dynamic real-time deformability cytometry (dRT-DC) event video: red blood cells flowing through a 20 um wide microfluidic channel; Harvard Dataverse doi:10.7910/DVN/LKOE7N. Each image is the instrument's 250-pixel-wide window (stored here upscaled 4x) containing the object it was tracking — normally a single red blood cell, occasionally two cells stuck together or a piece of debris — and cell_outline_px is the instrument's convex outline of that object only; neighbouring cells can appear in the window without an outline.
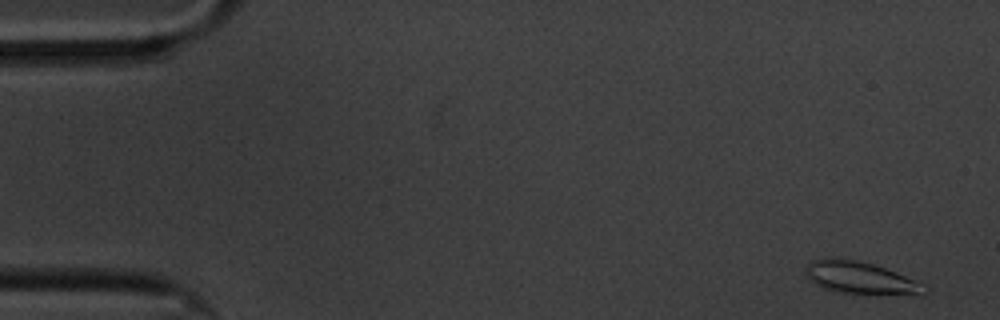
{"species": "common noctule bat (a hibernating species)", "species_latin": "Nyctalus noctula", "temperature_condition": "cold", "stored_images_in_passage": 60, "camera_frame_rate_fps": 3000, "um_per_image_px": 0.085, "animal": {"sex": "male", "body_mass_g": 20.1, "forearm_length_mm": 53.5}, "frame": {"image": 1, "passage_image": 3, "time_ms": 0.667, "image_size_px": [1000, 320], "cell_outline_px": [[924, 292], [832, 292], [808, 280], [804, 272], [804, 268], [812, 260], [824, 256], [832, 256], [860, 260], [896, 272], [916, 280], [924, 284]], "centroid_in_image_um": [72.9, 23.52], "position_along_channel_um": 12.1, "area_um2": 21.68}}
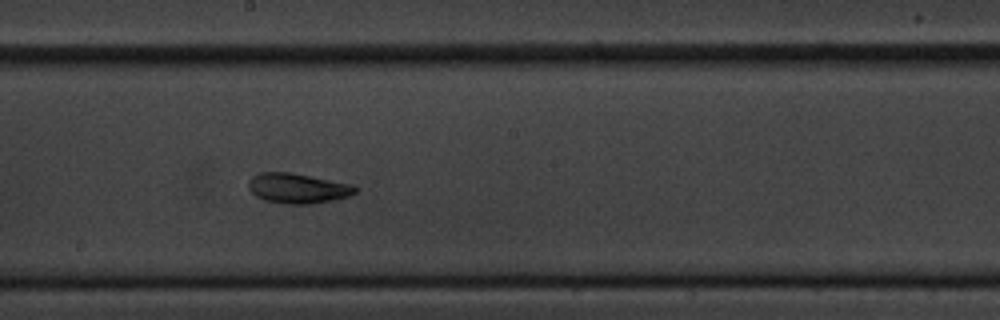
{"frame": {"image": 2, "passage_image": 33, "time_ms": 10.667, "image_size_px": [1000, 320], "cell_outline_px": [[356, 192], [348, 196], [332, 200], [312, 204], [284, 204], [264, 200], [256, 196], [248, 188], [248, 180], [256, 172], [288, 172], [352, 184], [356, 188]], "centroid_in_image_um": [25.25, 16.0], "position_along_channel_um": 223.0, "area_um2": 18.67}}
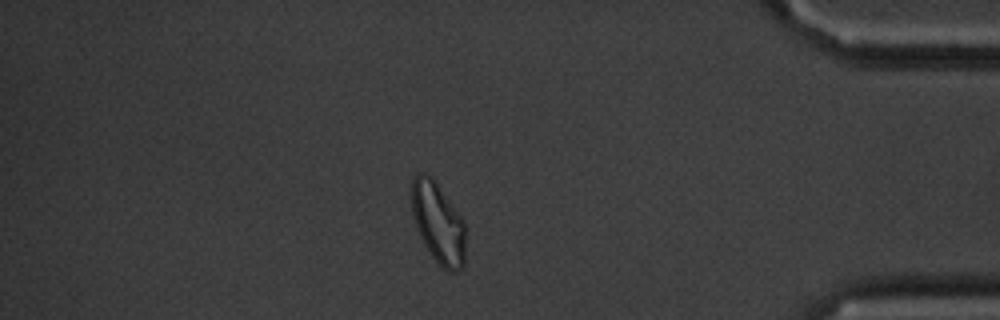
{"frame": {"image": 3, "passage_image": 52, "time_ms": 17.0, "image_size_px": [1000, 320], "cell_outline_px": [[464, 268], [456, 272], [448, 272], [432, 256], [424, 244], [420, 236], [412, 212], [412, 180], [420, 172], [424, 172], [432, 176], [460, 216], [464, 224]], "centroid_in_image_um": [37.24, 18.96], "position_along_channel_um": 398.0, "area_um2": 24.97}, "authors_computed_cell_mechanics": {"area_um2": 19.5075, "velocity_mm_per_s": 3.3096, "shape_relaxation_time_tau1_ms": 3.5361, "shape_relaxation_time_tau2_ms": 5.5697, "deformation_change_tau1": 0.1163, "deformation_change_tau2": 0.107}}